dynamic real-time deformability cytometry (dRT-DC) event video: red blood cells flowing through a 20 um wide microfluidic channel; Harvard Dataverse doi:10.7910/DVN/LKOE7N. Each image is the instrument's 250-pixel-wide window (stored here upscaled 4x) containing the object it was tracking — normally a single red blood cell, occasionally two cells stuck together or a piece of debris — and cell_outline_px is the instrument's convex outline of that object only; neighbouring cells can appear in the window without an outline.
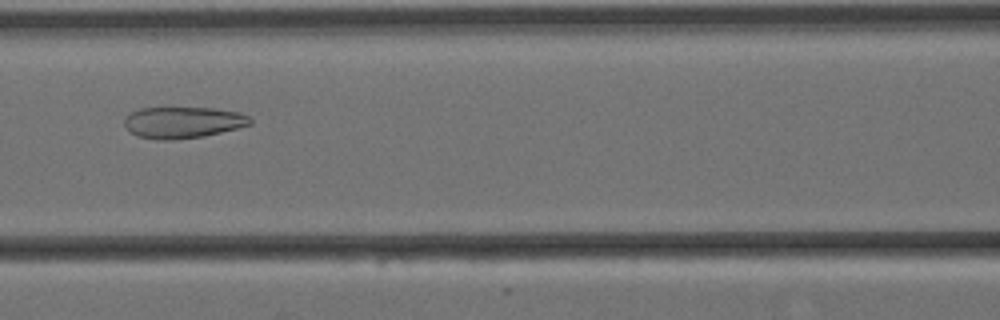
{"species": "Egyptian fruit bat (a non-hibernating species)", "species_latin": "Rousettus aegyptiacus", "temperature_condition": "cold", "stored_images_in_passage": 9, "camera_frame_rate_fps": 3000, "um_per_image_px": 0.085, "animal": {"sex": "female"}, "frame": {"image": 1, "passage_image": 7, "time_ms": 2.0, "image_size_px": [1000, 320], "cell_outline_px": [[252, 124], [204, 136], [172, 140], [160, 140], [136, 136], [128, 132], [124, 124], [124, 116], [140, 108], [212, 108], [240, 112], [248, 116], [252, 120]], "centroid_in_image_um": [15.51, 10.41], "position_along_channel_um": 151.1, "area_um2": 23.12}}
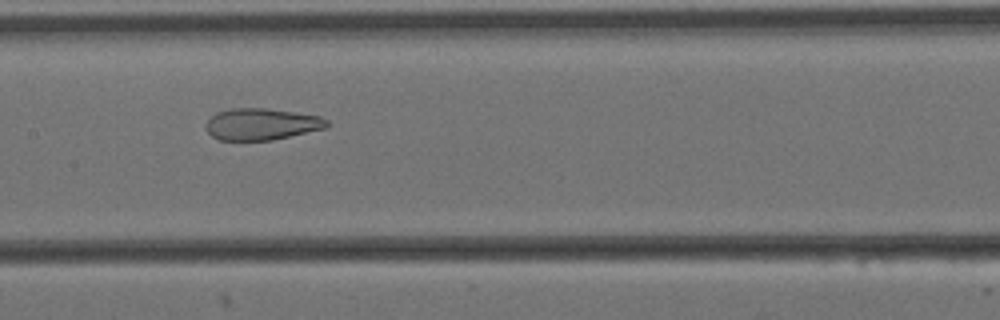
{"frame": {"image": 2, "passage_image": 8, "time_ms": 2.333, "image_size_px": [1000, 320], "cell_outline_px": [[328, 128], [272, 140], [220, 140], [212, 136], [204, 128], [204, 124], [216, 112], [232, 108], [264, 108], [320, 116], [328, 120]], "centroid_in_image_um": [22.22, 10.56], "position_along_channel_um": 185.2, "area_um2": 22.37}}
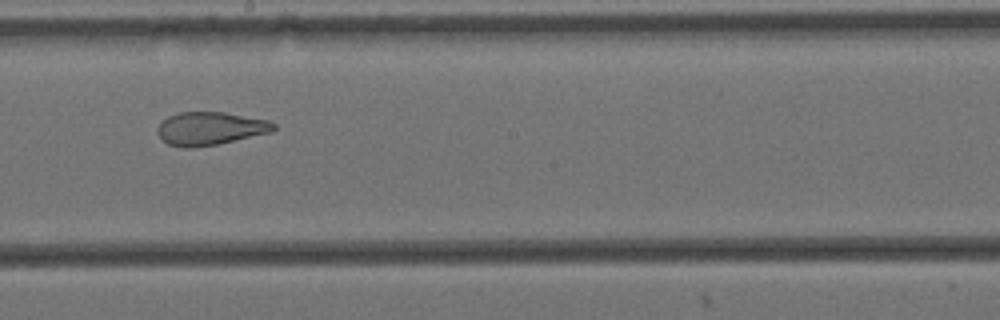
{"frame": {"image": 3, "passage_image": 9, "time_ms": 2.667, "image_size_px": [1000, 320], "cell_outline_px": [[276, 128], [272, 132], [216, 144], [188, 148], [184, 148], [168, 144], [160, 140], [156, 132], [156, 128], [168, 116], [180, 112], [224, 112], [268, 120], [276, 124]], "centroid_in_image_um": [17.83, 10.92], "position_along_channel_um": 230.4, "area_um2": 22.43}}